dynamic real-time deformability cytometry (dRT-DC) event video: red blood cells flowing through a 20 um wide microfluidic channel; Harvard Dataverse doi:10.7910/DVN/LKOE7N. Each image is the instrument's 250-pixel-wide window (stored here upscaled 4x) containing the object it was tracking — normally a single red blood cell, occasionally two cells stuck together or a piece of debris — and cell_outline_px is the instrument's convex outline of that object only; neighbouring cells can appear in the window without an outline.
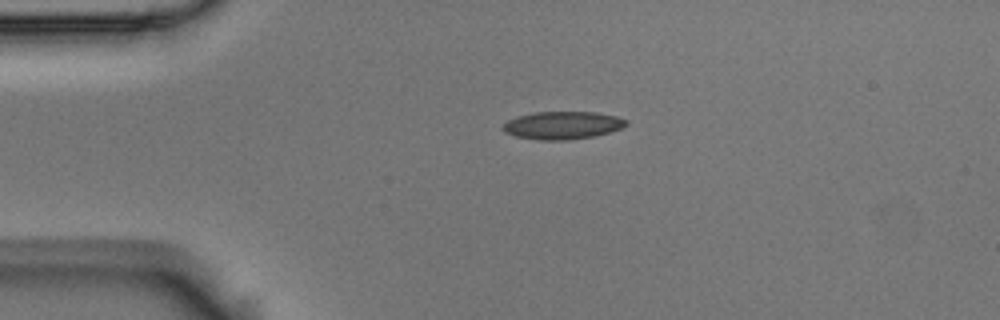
{"species": "Egyptian fruit bat (a non-hibernating species)", "species_latin": "Rousettus aegyptiacus", "temperature_condition": "room temperature", "stored_images_in_passage": 2, "camera_frame_rate_fps": 3000, "um_per_image_px": 0.085, "animal": {"sex": "male"}, "frame": {"image": 1, "passage_image": 1, "time_ms": 0.0, "image_size_px": [1000, 320], "cell_outline_px": [[628, 124], [620, 128], [608, 132], [592, 136], [568, 140], [540, 140], [516, 136], [504, 132], [500, 128], [508, 120], [516, 116], [536, 112], [596, 112], [616, 116], [628, 120]], "centroid_in_image_um": [47.79, 10.64], "position_along_channel_um": 37.2, "area_um2": 19.88}}